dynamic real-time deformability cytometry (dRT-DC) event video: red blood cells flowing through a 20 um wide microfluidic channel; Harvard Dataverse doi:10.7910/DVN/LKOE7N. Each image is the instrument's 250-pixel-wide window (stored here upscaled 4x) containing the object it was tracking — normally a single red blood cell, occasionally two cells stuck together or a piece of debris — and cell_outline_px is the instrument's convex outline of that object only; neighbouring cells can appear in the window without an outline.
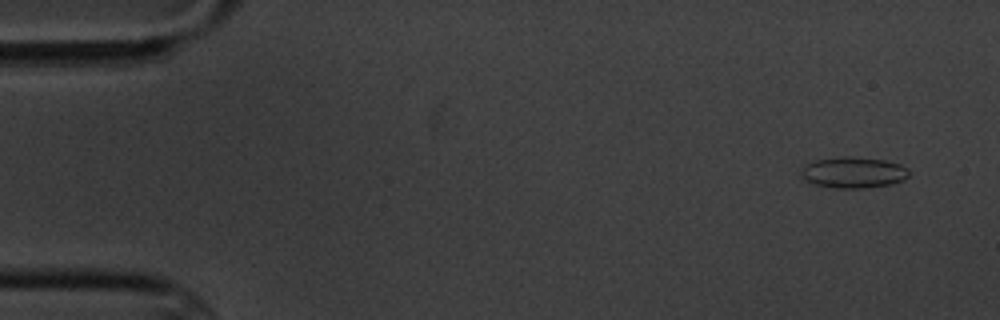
{"species": "common noctule bat (a hibernating species)", "species_latin": "Nyctalus noctula", "temperature_condition": "cold", "stored_images_in_passage": 5, "camera_frame_rate_fps": 3000, "um_per_image_px": 0.085, "animal": {"sex": "male", "body_mass_g": 20.1, "forearm_length_mm": 53.5}, "frame": {"image": 1, "passage_image": 1, "time_ms": 0.0, "image_size_px": [1000, 320], "cell_outline_px": [[908, 176], [904, 180], [892, 184], [860, 188], [836, 188], [816, 184], [804, 180], [800, 172], [808, 164], [816, 160], [844, 156], [848, 156], [884, 160], [900, 164], [908, 168]], "centroid_in_image_um": [72.57, 14.66], "position_along_channel_um": 12.4, "area_um2": 19.31}}